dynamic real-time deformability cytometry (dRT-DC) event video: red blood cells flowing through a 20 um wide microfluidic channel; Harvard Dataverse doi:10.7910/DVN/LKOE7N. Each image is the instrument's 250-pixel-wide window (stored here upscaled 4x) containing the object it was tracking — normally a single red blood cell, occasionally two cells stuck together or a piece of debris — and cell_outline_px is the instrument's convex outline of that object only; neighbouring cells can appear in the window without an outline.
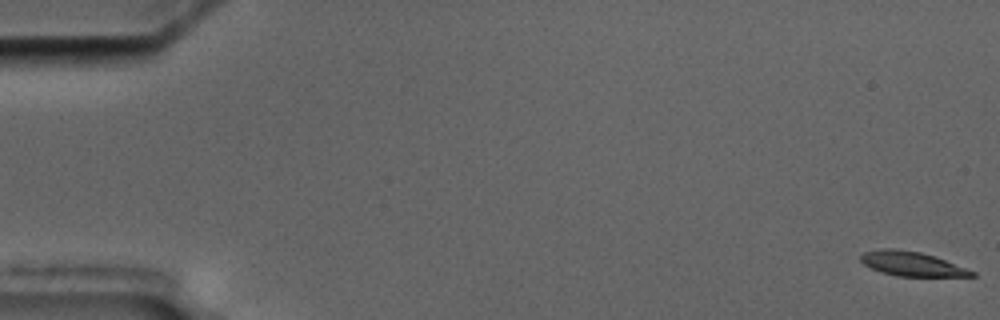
{"species": "common noctule bat (a hibernating species)", "species_latin": "Nyctalus noctula", "temperature_condition": "cold", "stored_images_in_passage": 6, "camera_frame_rate_fps": 3000, "um_per_image_px": 0.085, "animal": {"sex": "male", "body_mass_g": 17.5, "forearm_length_mm": 52.3}, "frame": {"image": 1, "passage_image": 1, "time_ms": 0.0, "image_size_px": [1000, 320], "cell_outline_px": [[976, 276], [896, 276], [880, 272], [864, 264], [860, 260], [860, 256], [864, 252], [884, 248], [892, 248], [920, 252], [944, 260], [976, 272]], "centroid_in_image_um": [77.46, 22.43], "position_along_channel_um": 7.5, "area_um2": 15.49}}